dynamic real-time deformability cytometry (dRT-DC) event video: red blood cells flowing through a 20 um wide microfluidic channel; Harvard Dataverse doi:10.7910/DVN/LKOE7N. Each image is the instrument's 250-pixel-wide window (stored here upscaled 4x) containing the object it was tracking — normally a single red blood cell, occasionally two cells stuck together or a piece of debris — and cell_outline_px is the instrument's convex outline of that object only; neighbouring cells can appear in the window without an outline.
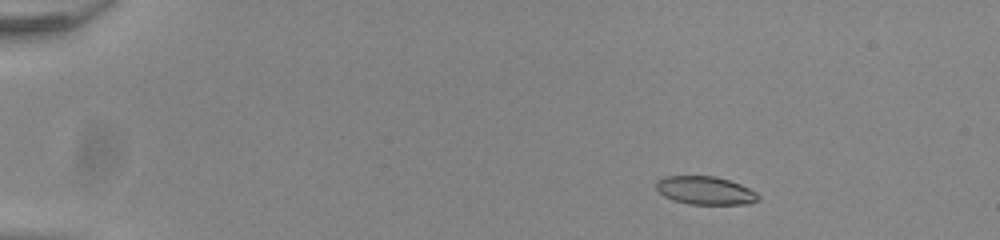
{"species": "common noctule bat (a hibernating species)", "species_latin": "Nyctalus noctula", "temperature_condition": "room temperature", "stored_images_in_passage": 52, "segment_of_instrument_passage": [1, 2], "camera_frame_rate_fps": 3000, "um_per_image_px": 0.085, "animal": {"sex": "male", "body_mass_g": 20.0, "forearm_length_mm": 53.3}, "frame": {"image": 1, "passage_image": 6, "time_ms": 1.667, "image_size_px": [1000, 240], "cell_outline_px": [[760, 196], [756, 200], [748, 204], [688, 204], [672, 200], [664, 196], [656, 188], [656, 180], [664, 176], [716, 176], [740, 184], [756, 192]], "centroid_in_image_um": [59.91, 16.19], "position_along_channel_um": 25.1, "area_um2": 16.76}}
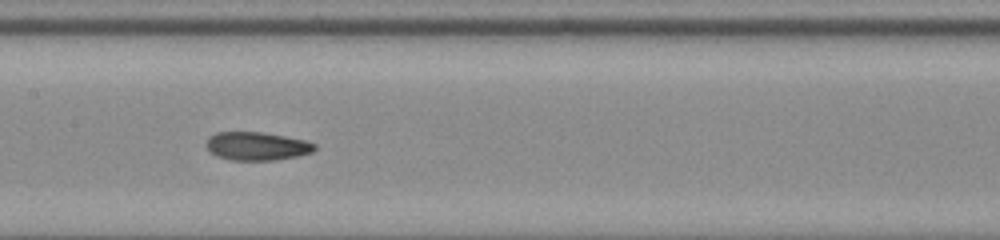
{"frame": {"image": 2, "passage_image": 26, "time_ms": 8.333, "image_size_px": [1000, 240], "cell_outline_px": [[316, 148], [312, 152], [296, 156], [276, 160], [232, 160], [216, 156], [204, 144], [208, 136], [216, 132], [260, 132], [284, 136], [304, 140], [316, 144]], "centroid_in_image_um": [21.8, 12.42], "position_along_channel_um": 185.6, "area_um2": 17.86}}
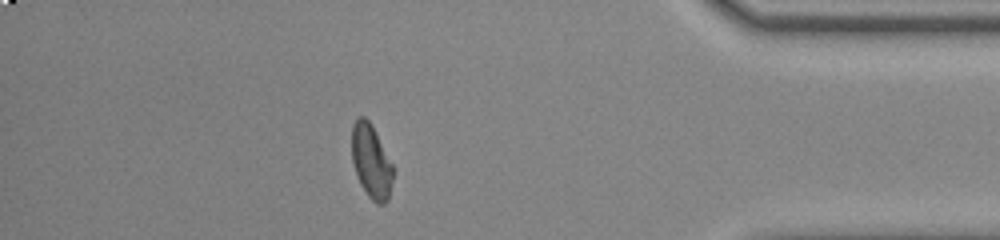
{"frame": {"image": 3, "passage_image": 45, "time_ms": 14.667, "image_size_px": [1000, 240], "cell_outline_px": [[392, 180], [388, 200], [384, 204], [376, 204], [368, 196], [360, 184], [352, 160], [352, 124], [360, 116], [364, 116], [372, 124], [392, 164]], "centroid_in_image_um": [31.54, 13.72], "position_along_channel_um": 403.7, "area_um2": 17.57}}